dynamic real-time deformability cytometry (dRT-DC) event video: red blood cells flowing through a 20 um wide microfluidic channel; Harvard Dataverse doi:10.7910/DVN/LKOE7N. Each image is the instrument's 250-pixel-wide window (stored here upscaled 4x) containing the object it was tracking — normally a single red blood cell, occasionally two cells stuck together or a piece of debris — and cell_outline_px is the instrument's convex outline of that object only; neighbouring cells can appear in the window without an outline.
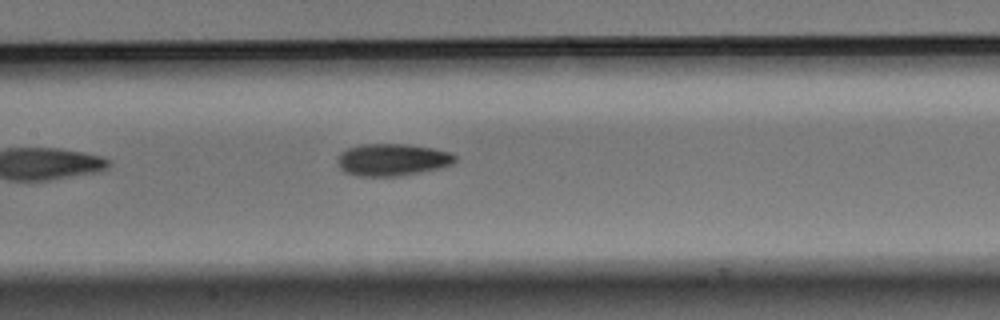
{"species": "Egyptian fruit bat (a non-hibernating species)", "species_latin": "Rousettus aegyptiacus", "temperature_condition": "warm", "stored_images_in_passage": 8, "camera_frame_rate_fps": 3000, "um_per_image_px": 0.085, "animal": {"sex": "male"}, "frame": {"image": 1, "passage_image": 8, "time_ms": 2.333, "image_size_px": [1000, 320], "cell_outline_px": [[456, 160], [452, 164], [440, 168], [400, 176], [356, 176], [344, 172], [336, 164], [336, 160], [340, 152], [348, 148], [360, 144], [408, 144], [432, 148], [452, 152], [456, 156]], "centroid_in_image_um": [33.32, 13.57], "position_along_channel_um": 174.1, "area_um2": 22.31}}